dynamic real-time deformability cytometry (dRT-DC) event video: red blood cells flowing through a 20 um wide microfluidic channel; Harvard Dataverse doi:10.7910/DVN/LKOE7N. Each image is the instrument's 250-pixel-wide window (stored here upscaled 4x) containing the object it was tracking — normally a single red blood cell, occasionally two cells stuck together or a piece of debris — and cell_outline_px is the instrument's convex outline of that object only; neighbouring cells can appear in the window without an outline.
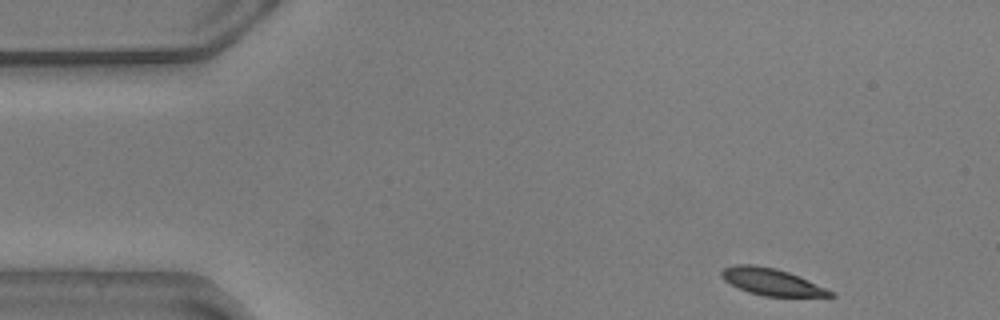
{"species": "common noctule bat (a hibernating species)", "species_latin": "Nyctalus noctula", "temperature_condition": "warm", "stored_images_in_passage": 9, "camera_frame_rate_fps": 3000, "um_per_image_px": 0.085, "animal": {"sex": "male", "body_mass_g": 20.5, "forearm_length_mm": 52.5}, "frame": {"image": 1, "passage_image": 1, "time_ms": 0.0, "image_size_px": [1000, 320], "cell_outline_px": [[836, 296], [764, 296], [748, 292], [724, 280], [720, 272], [724, 268], [736, 264], [752, 264], [776, 268], [788, 272], [808, 280], [836, 292]], "centroid_in_image_um": [65.61, 23.95], "position_along_channel_um": 19.4, "area_um2": 16.88}}